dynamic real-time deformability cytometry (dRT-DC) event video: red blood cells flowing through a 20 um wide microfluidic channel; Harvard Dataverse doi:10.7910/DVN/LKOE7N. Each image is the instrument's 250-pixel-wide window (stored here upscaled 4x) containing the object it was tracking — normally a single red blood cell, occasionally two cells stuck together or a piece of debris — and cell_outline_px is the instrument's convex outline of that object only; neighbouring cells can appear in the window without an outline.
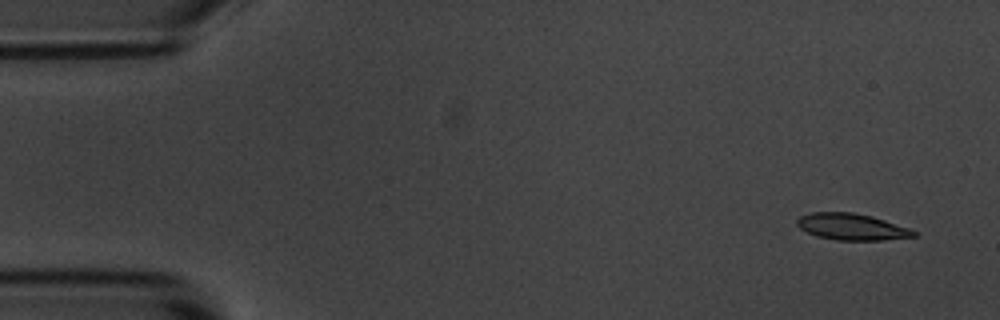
{"species": "common noctule bat (a hibernating species)", "species_latin": "Nyctalus noctula", "temperature_condition": "room temperature", "stored_images_in_passage": 8, "camera_frame_rate_fps": 3000, "um_per_image_px": 0.085, "animal": {"sex": "male", "body_mass_g": 20.1, "forearm_length_mm": 53.5}, "frame": {"image": 1, "passage_image": 1, "time_ms": 0.0, "image_size_px": [1000, 320], "cell_outline_px": [[916, 236], [884, 240], [836, 240], [816, 236], [800, 228], [796, 224], [796, 220], [800, 216], [812, 212], [852, 212], [872, 216], [908, 228], [916, 232]], "centroid_in_image_um": [72.36, 19.27], "position_along_channel_um": 12.6, "area_um2": 17.92}}
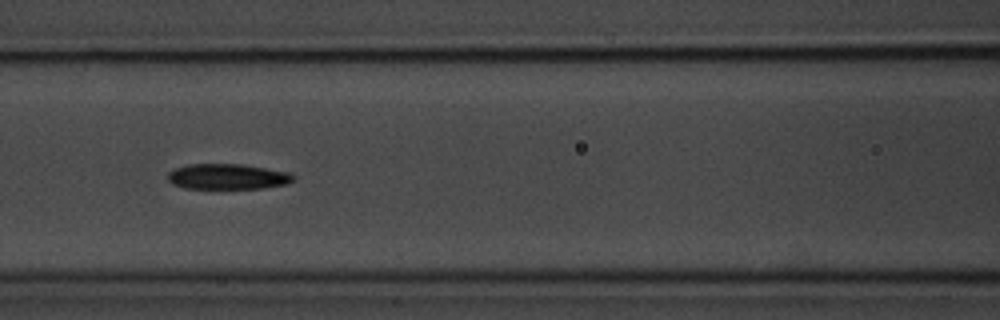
{"frame": {"image": 2, "passage_image": 7, "time_ms": 6.667, "image_size_px": [1000, 320], "cell_outline_px": [[296, 180], [288, 184], [264, 188], [184, 188], [172, 184], [168, 180], [168, 172], [176, 168], [188, 164], [244, 164], [292, 172], [296, 176]], "centroid_in_image_um": [19.42, 15.0], "position_along_channel_um": 147.2, "area_um2": 18.96}}
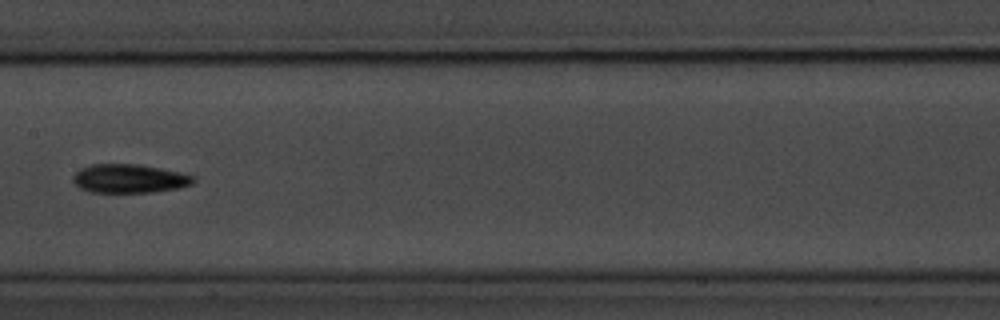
{"frame": {"image": 3, "passage_image": 8, "time_ms": 8.0, "image_size_px": [1000, 320], "cell_outline_px": [[196, 180], [192, 184], [180, 188], [152, 192], [92, 192], [80, 188], [72, 180], [72, 176], [80, 168], [88, 164], [140, 164], [180, 172], [196, 176]], "centroid_in_image_um": [11.01, 15.17], "position_along_channel_um": 196.4, "area_um2": 20.35}}